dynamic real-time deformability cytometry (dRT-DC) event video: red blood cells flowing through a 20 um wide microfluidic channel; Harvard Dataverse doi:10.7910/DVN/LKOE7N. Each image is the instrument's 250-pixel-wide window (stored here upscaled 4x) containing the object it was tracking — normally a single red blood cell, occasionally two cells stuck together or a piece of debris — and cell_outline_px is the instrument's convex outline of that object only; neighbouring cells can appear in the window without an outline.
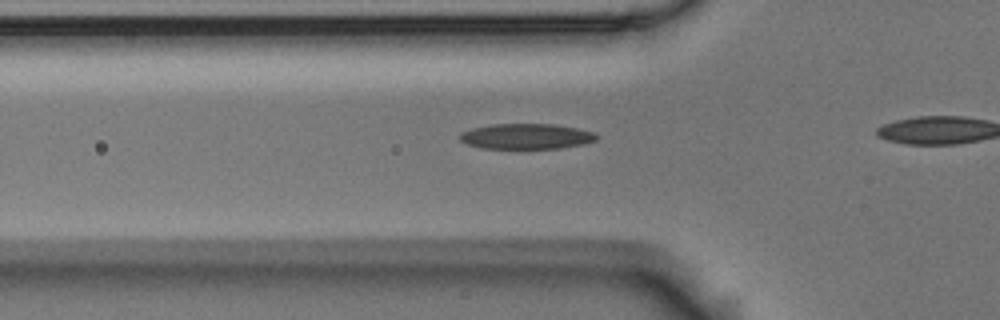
{"species": "Egyptian fruit bat (a non-hibernating species)", "species_latin": "Rousettus aegyptiacus", "temperature_condition": "room temperature", "stored_images_in_passage": 13, "camera_frame_rate_fps": 3000, "um_per_image_px": 0.085, "animal": {"sex": "male"}, "frame": {"image": 1, "passage_image": 8, "time_ms": 2.333, "image_size_px": [1000, 320], "cell_outline_px": [[600, 136], [596, 140], [584, 144], [560, 148], [480, 148], [468, 144], [460, 140], [460, 132], [472, 128], [492, 124], [552, 124], [576, 128], [592, 132]], "centroid_in_image_um": [44.73, 11.59], "position_along_channel_um": 81.1, "area_um2": 20.17}}
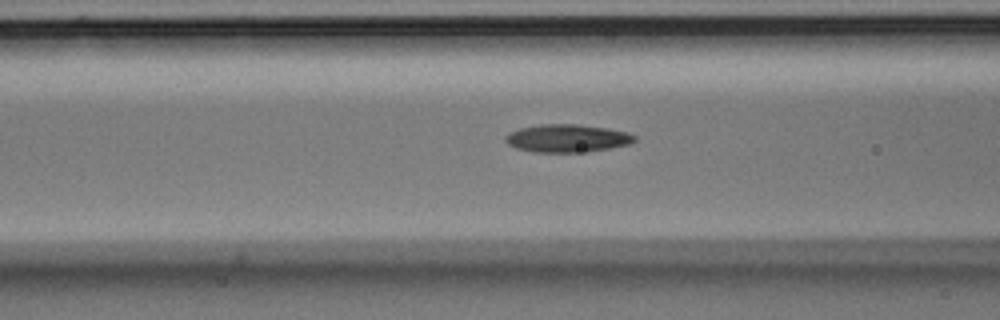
{"frame": {"image": 2, "passage_image": 11, "time_ms": 3.333, "image_size_px": [1000, 320], "cell_outline_px": [[636, 140], [628, 144], [608, 148], [576, 152], [532, 152], [516, 148], [508, 144], [504, 140], [504, 136], [508, 132], [520, 128], [540, 124], [576, 124], [608, 128], [624, 132], [636, 136]], "centroid_in_image_um": [48.13, 11.74], "position_along_channel_um": 118.5, "area_um2": 20.81}}